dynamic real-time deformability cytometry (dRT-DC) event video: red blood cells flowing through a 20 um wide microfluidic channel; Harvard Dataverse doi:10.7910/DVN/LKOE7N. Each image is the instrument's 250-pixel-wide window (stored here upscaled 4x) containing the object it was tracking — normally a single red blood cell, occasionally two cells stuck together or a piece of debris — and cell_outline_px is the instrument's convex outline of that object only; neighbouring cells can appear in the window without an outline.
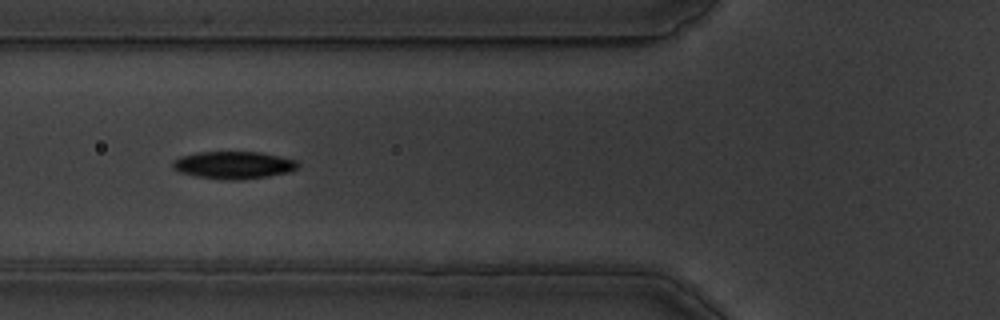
{"species": "common noctule bat (a hibernating species)", "species_latin": "Nyctalus noctula", "temperature_condition": "warm", "stored_images_in_passage": 40, "camera_frame_rate_fps": 3000, "um_per_image_px": 0.085, "animal": {"sex": "male", "body_mass_g": 19.5, "forearm_length_mm": 54.6}, "frame": {"image": 1, "passage_image": 4, "time_ms": 1.0, "image_size_px": [1000, 320], "cell_outline_px": [[300, 168], [292, 172], [268, 176], [236, 180], [228, 180], [196, 176], [180, 172], [172, 168], [172, 160], [180, 156], [196, 152], [260, 152], [280, 156], [296, 160], [300, 164]], "centroid_in_image_um": [19.88, 14.02], "position_along_channel_um": 105.9, "area_um2": 20.23}}
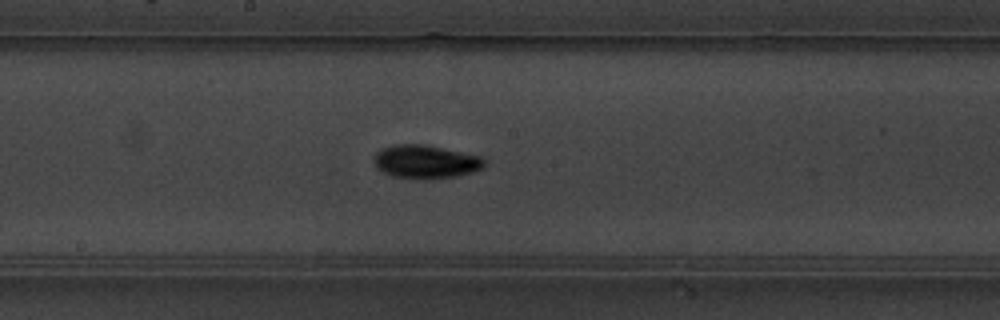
{"frame": {"image": 2, "passage_image": 13, "time_ms": 4.0, "image_size_px": [1000, 320], "cell_outline_px": [[484, 168], [472, 172], [456, 176], [392, 176], [376, 168], [372, 160], [372, 156], [380, 148], [392, 144], [424, 144], [480, 156], [484, 160]], "centroid_in_image_um": [36.11, 13.69], "position_along_channel_um": 212.1, "area_um2": 20.87}}
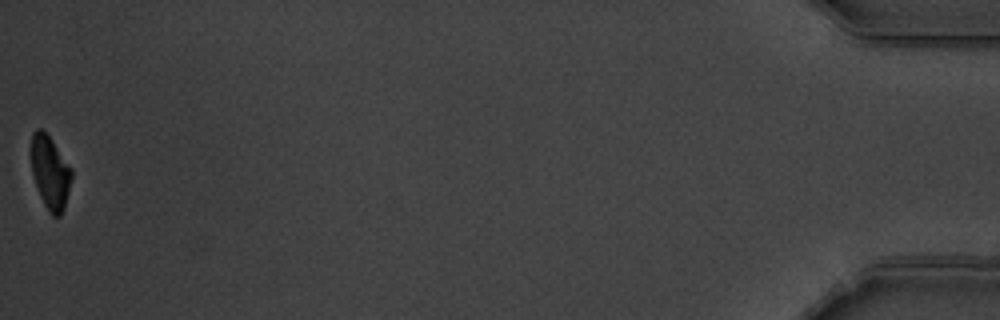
{"frame": {"image": 3, "passage_image": 40, "time_ms": 13.0, "image_size_px": [1000, 320], "cell_outline_px": [[72, 176], [64, 208], [60, 216], [52, 216], [48, 212], [40, 196], [32, 172], [32, 132], [36, 128], [40, 128], [52, 140], [72, 168]], "centroid_in_image_um": [4.28, 14.67], "position_along_channel_um": 430.9, "area_um2": 16.99}}